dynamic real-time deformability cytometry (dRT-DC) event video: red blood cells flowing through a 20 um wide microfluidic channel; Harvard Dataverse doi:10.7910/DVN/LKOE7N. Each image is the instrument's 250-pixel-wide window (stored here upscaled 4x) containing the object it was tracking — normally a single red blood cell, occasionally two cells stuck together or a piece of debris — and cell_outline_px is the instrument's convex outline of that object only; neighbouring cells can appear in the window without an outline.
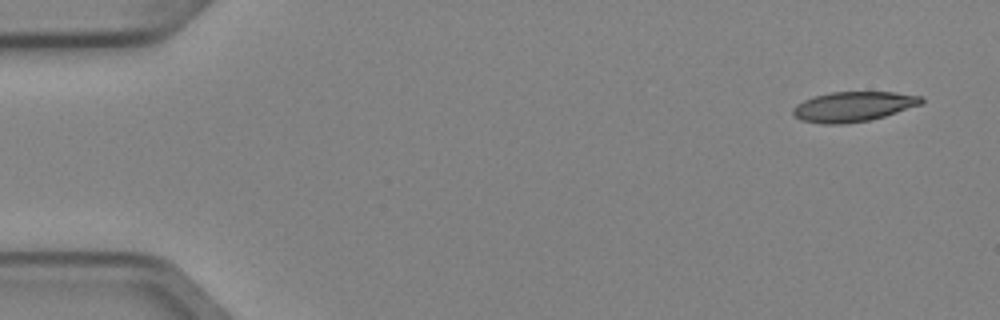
{"species": "Egyptian fruit bat (a non-hibernating species)", "species_latin": "Rousettus aegyptiacus", "temperature_condition": "cold", "stored_images_in_passage": 5, "camera_frame_rate_fps": 3000, "um_per_image_px": 0.085, "animal": {"sex": "female"}, "frame": {"image": 1, "passage_image": 1, "time_ms": 0.0, "image_size_px": [1000, 320], "cell_outline_px": [[924, 104], [884, 116], [868, 120], [844, 124], [820, 124], [800, 120], [792, 112], [792, 108], [796, 104], [812, 96], [832, 92], [896, 92], [924, 96]], "centroid_in_image_um": [72.55, 9.05], "position_along_channel_um": 12.5, "area_um2": 22.66}}
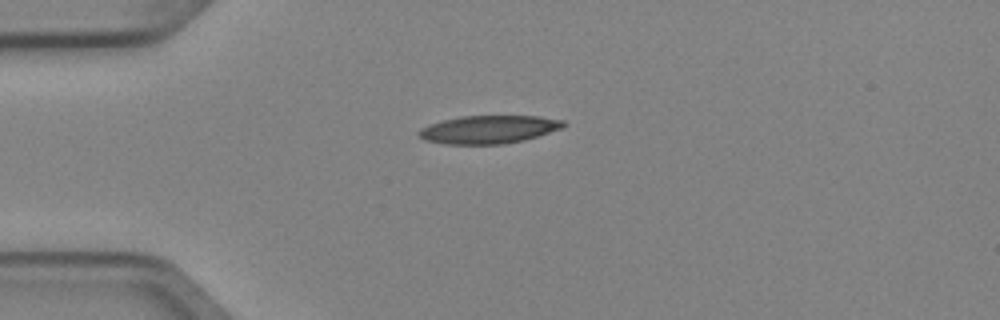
{"frame": {"image": 2, "passage_image": 4, "time_ms": 1.0, "image_size_px": [1000, 320], "cell_outline_px": [[564, 124], [560, 128], [524, 140], [504, 144], [448, 144], [424, 140], [416, 132], [420, 128], [428, 124], [460, 116], [540, 116], [564, 120]], "centroid_in_image_um": [41.49, 11.0], "position_along_channel_um": 43.5, "area_um2": 23.47}}
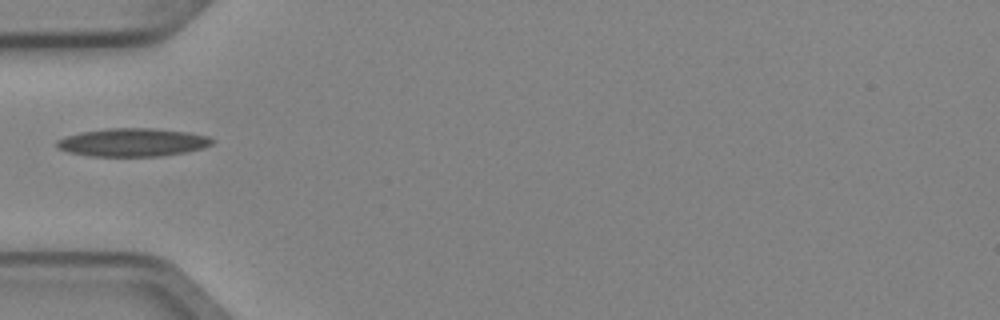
{"frame": {"image": 3, "passage_image": 5, "time_ms": 1.333, "image_size_px": [1000, 320], "cell_outline_px": [[216, 140], [212, 144], [204, 148], [188, 152], [164, 156], [88, 156], [68, 152], [60, 148], [56, 144], [56, 140], [64, 136], [80, 132], [108, 128], [152, 128], [188, 132], [208, 136]], "centroid_in_image_um": [11.31, 12.1], "position_along_channel_um": 73.7, "area_um2": 25.78}}